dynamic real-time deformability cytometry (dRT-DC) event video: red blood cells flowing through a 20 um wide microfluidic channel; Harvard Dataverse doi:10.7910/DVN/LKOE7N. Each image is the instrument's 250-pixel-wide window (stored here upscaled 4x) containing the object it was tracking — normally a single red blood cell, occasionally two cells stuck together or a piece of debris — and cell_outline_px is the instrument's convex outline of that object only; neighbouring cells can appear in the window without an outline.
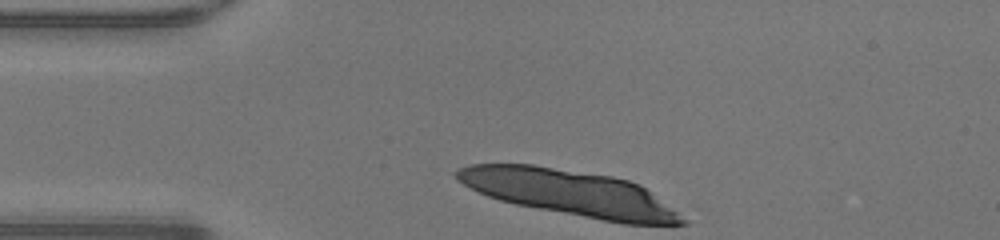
{"species": "human", "species_latin": "Homo sapiens", "temperature_condition": "warm", "stored_images_in_passage": 30, "camera_frame_rate_fps": 3000, "um_per_image_px": 0.085, "donor": {"sex": "male"}, "frame": {"image": 1, "passage_image": 1, "time_ms": 0.0, "image_size_px": [1000, 240], "cell_outline_px": [[688, 224], [624, 224], [516, 204], [500, 200], [488, 196], [456, 180], [452, 172], [468, 164], [532, 164], [612, 176], [628, 180], [640, 184], [688, 220]], "centroid_in_image_um": [48.43, 16.38], "position_along_channel_um": 36.6, "area_um2": 59.71}}
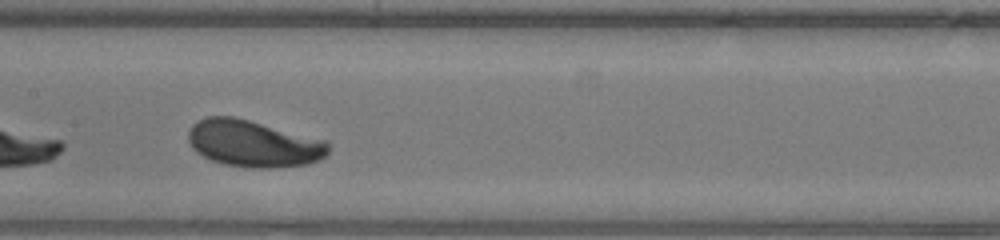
{"frame": {"image": 2, "passage_image": 15, "time_ms": 4.667, "image_size_px": [1000, 240], "cell_outline_px": [[328, 156], [320, 160], [308, 164], [268, 168], [252, 168], [224, 164], [212, 160], [196, 152], [192, 148], [188, 140], [188, 132], [192, 124], [208, 116], [232, 116], [328, 140]], "centroid_in_image_um": [21.56, 12.21], "position_along_channel_um": 185.8, "area_um2": 38.26}}
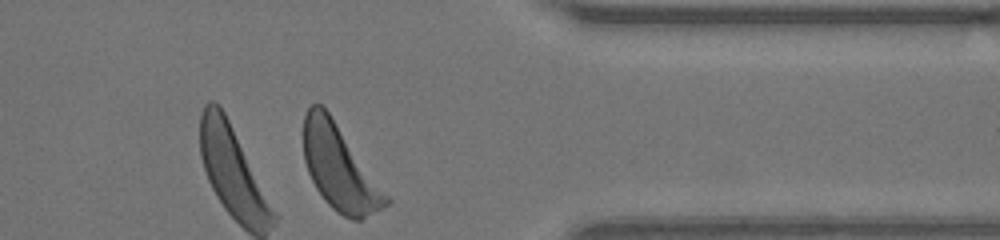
{"frame": {"image": 3, "passage_image": 30, "time_ms": 9.667, "image_size_px": [1000, 240], "cell_outline_px": [[392, 200], [388, 204], [360, 220], [352, 220], [336, 212], [324, 200], [316, 188], [308, 172], [304, 160], [304, 116], [308, 108], [312, 104], [320, 104], [328, 112]], "centroid_in_image_um": [28.85, 14.3], "position_along_channel_um": 382.5, "area_um2": 40.0}, "authors_computed_cell_mechanics": {"area_um2": 37.8301, "velocity_mm_per_s": 4.2293, "shape_relaxation_time_tau1_ms": 2.8648, "shape_relaxation_time_tau2_ms": null, "deformation_change_tau1": 0.145, "deformation_change_tau2": null}}